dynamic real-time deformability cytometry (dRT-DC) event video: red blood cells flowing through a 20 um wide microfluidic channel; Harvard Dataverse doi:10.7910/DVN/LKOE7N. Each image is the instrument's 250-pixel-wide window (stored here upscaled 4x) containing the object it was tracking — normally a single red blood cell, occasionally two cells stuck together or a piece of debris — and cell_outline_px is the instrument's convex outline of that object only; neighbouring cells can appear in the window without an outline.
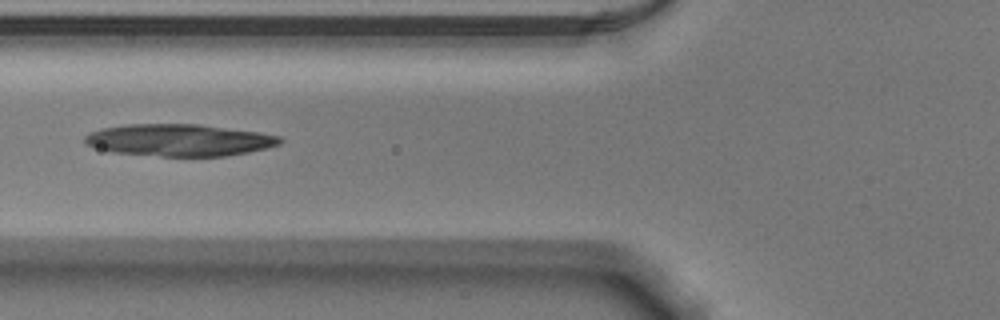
{"species": "Egyptian fruit bat (a non-hibernating species)", "species_latin": "Rousettus aegyptiacus", "temperature_condition": "warm", "stored_images_in_passage": 38, "camera_frame_rate_fps": 3000, "um_per_image_px": 0.085, "animal": {"sex": "male"}, "frame": {"image": 1, "passage_image": 7, "time_ms": 2.0, "image_size_px": [1000, 320], "cell_outline_px": [[284, 140], [280, 144], [248, 152], [224, 156], [160, 156], [112, 152], [84, 144], [84, 136], [100, 128], [128, 124], [200, 124], [260, 132], [280, 136]], "centroid_in_image_um": [15.23, 11.9], "position_along_channel_um": 110.6, "area_um2": 36.41}}
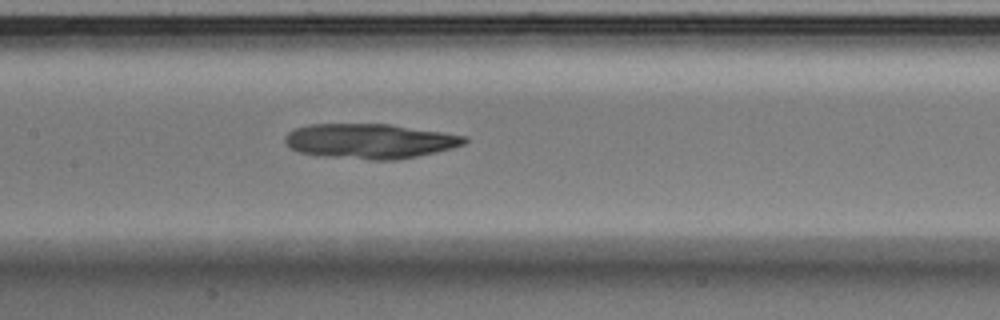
{"frame": {"image": 2, "passage_image": 12, "time_ms": 3.667, "image_size_px": [1000, 320], "cell_outline_px": [[468, 140], [464, 144], [452, 148], [436, 152], [396, 160], [372, 160], [324, 156], [296, 152], [284, 140], [284, 136], [288, 132], [296, 128], [308, 124], [388, 124], [444, 132], [468, 136]], "centroid_in_image_um": [31.45, 11.99], "position_along_channel_um": 175.9, "area_um2": 36.53}}
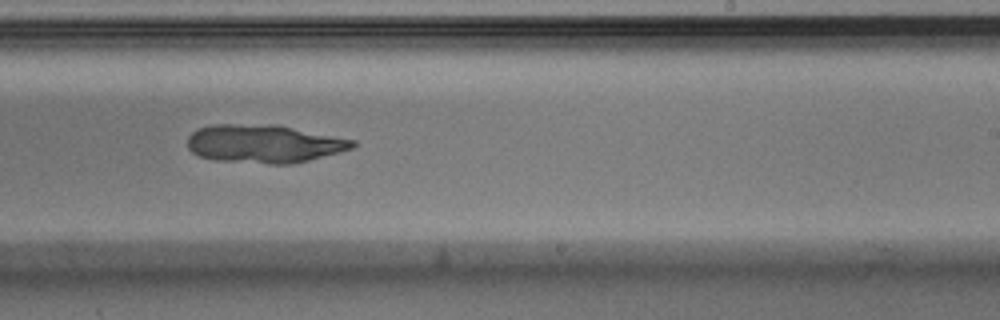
{"frame": {"image": 3, "passage_image": 19, "time_ms": 6.0, "image_size_px": [1000, 320], "cell_outline_px": [[356, 144], [352, 148], [340, 152], [292, 164], [268, 164], [212, 160], [200, 156], [192, 152], [188, 148], [188, 136], [196, 128], [212, 124], [272, 124], [356, 140]], "centroid_in_image_um": [22.4, 12.22], "position_along_channel_um": 266.6, "area_um2": 36.88}}